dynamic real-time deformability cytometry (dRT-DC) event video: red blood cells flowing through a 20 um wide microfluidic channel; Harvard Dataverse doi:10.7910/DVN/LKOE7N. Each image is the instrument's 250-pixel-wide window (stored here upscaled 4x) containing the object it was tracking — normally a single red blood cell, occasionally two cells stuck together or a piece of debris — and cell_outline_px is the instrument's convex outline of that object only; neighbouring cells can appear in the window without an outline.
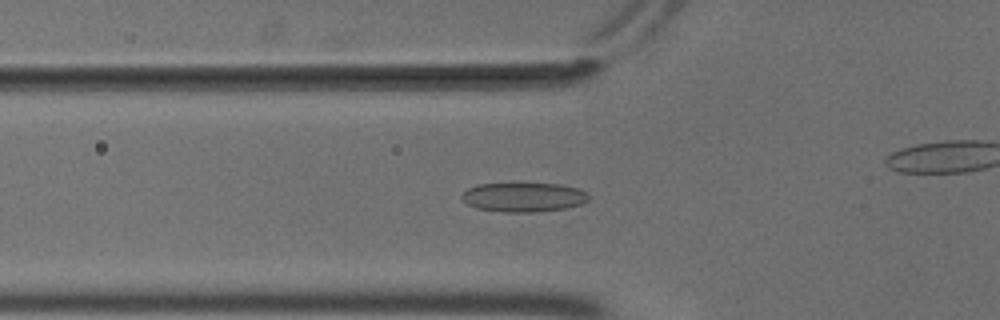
{"species": "common noctule bat (a hibernating species)", "species_latin": "Nyctalus noctula", "temperature_condition": "cold", "stored_images_in_passage": 31, "camera_frame_rate_fps": 3000, "um_per_image_px": 0.085, "animal": {"sex": "male", "body_mass_g": 18.8}, "frame": {"image": 1, "passage_image": 3, "time_ms": 0.667, "image_size_px": [1000, 320], "cell_outline_px": [[588, 200], [580, 204], [564, 208], [536, 212], [500, 212], [476, 208], [468, 204], [460, 196], [468, 188], [476, 184], [560, 184], [576, 188], [588, 192]], "centroid_in_image_um": [44.48, 16.76], "position_along_channel_um": 81.3, "area_um2": 21.5}}
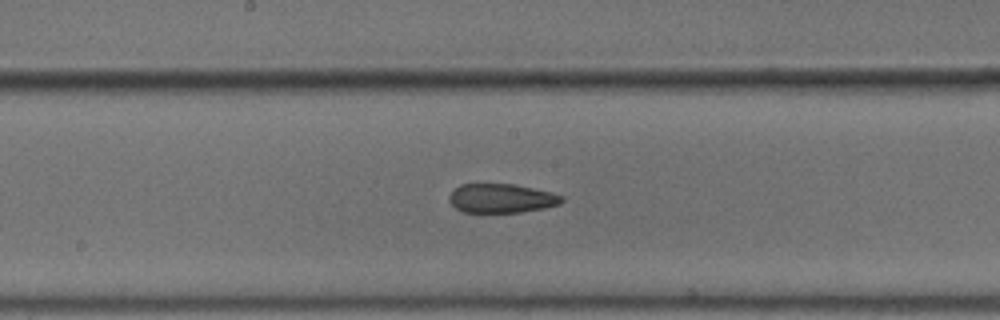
{"frame": {"image": 2, "passage_image": 13, "time_ms": 4.0, "image_size_px": [1000, 320], "cell_outline_px": [[564, 200], [560, 204], [544, 208], [520, 212], [464, 212], [456, 208], [448, 200], [448, 196], [460, 184], [512, 184], [552, 192], [564, 196]], "centroid_in_image_um": [42.64, 16.85], "position_along_channel_um": 205.6, "area_um2": 19.02}}
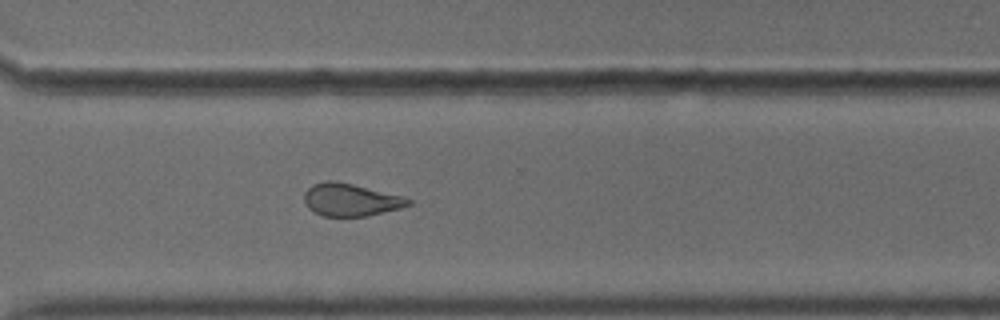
{"frame": {"image": 3, "passage_image": 24, "time_ms": 7.667, "image_size_px": [1000, 320], "cell_outline_px": [[412, 204], [400, 208], [368, 216], [320, 216], [308, 208], [304, 200], [304, 192], [312, 184], [324, 180], [336, 180], [404, 196], [412, 200]], "centroid_in_image_um": [29.79, 16.97], "position_along_channel_um": 340.8, "area_um2": 20.0}}